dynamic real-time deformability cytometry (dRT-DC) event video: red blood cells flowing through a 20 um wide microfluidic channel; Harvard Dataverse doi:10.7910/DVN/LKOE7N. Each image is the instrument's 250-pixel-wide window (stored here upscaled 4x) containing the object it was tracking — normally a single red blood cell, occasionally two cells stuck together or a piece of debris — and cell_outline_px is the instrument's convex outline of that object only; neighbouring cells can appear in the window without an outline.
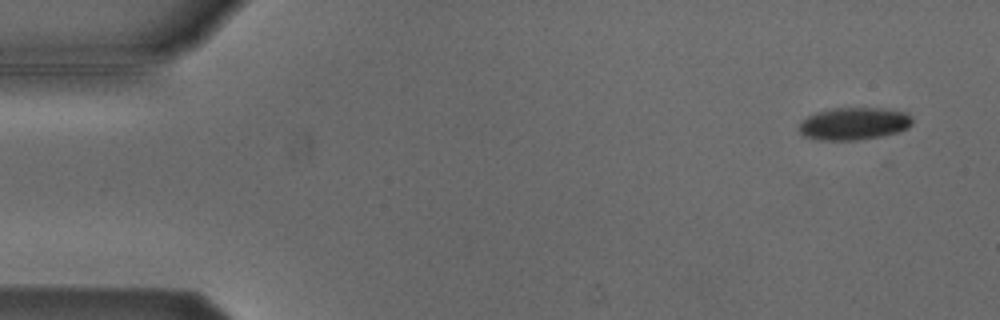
{"species": "Egyptian fruit bat (a non-hibernating species)", "species_latin": "Rousettus aegyptiacus", "temperature_condition": "cold", "stored_images_in_passage": 43, "camera_frame_rate_fps": 3000, "um_per_image_px": 0.085, "animal": {"sex": "male"}, "frame": {"image": 1, "passage_image": 4, "time_ms": 1.0, "image_size_px": [1000, 320], "cell_outline_px": [[912, 124], [908, 128], [900, 132], [880, 136], [856, 140], [820, 140], [804, 136], [796, 128], [808, 116], [816, 112], [832, 108], [880, 108], [908, 112], [912, 116]], "centroid_in_image_um": [72.61, 10.51], "position_along_channel_um": 12.4, "area_um2": 21.56}}
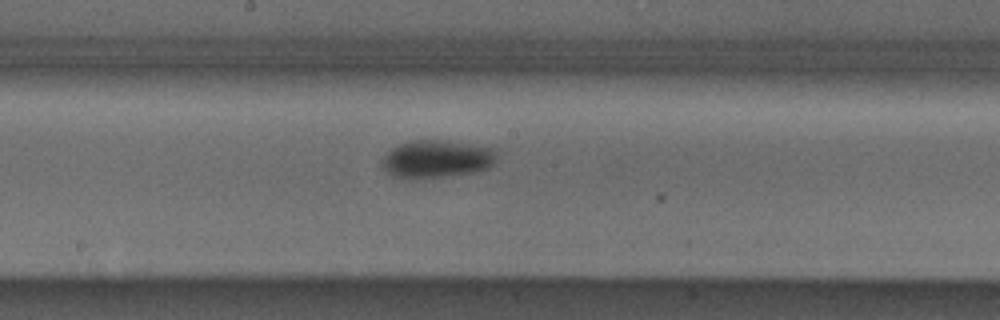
{"frame": {"image": 2, "passage_image": 29, "time_ms": 9.333, "image_size_px": [1000, 320], "cell_outline_px": [[496, 160], [488, 168], [472, 172], [440, 176], [404, 180], [388, 172], [380, 164], [380, 160], [392, 148], [400, 144], [412, 140], [444, 140], [496, 148]], "centroid_in_image_um": [37.1, 13.5], "position_along_channel_um": 211.1, "area_um2": 25.14}}
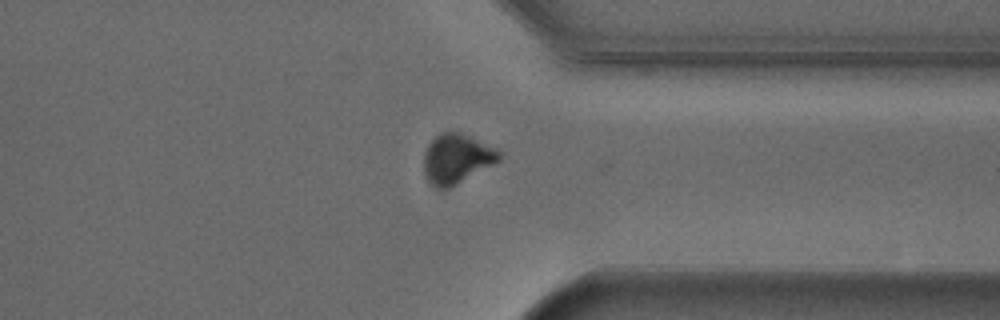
{"frame": {"image": 3, "passage_image": 42, "time_ms": 13.667, "image_size_px": [1000, 320], "cell_outline_px": [[500, 160], [456, 184], [448, 188], [436, 188], [428, 180], [424, 172], [424, 152], [428, 144], [440, 132], [456, 132], [468, 136], [496, 148], [500, 152]], "centroid_in_image_um": [38.78, 13.48], "position_along_channel_um": 372.6, "area_um2": 21.27}, "authors_computed_cell_mechanics": {"area_um2": 24.276, "velocity_mm_per_s": 3.7978, "shape_relaxation_time_tau1_ms": 2.3678, "shape_relaxation_time_tau2_ms": null, "deformation_change_tau1": 0.0676, "deformation_change_tau2": null}}